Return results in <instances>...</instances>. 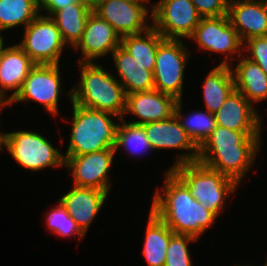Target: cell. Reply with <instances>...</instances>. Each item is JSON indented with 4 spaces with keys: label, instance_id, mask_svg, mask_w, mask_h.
<instances>
[{
    "label": "cell",
    "instance_id": "obj_1",
    "mask_svg": "<svg viewBox=\"0 0 267 266\" xmlns=\"http://www.w3.org/2000/svg\"><path fill=\"white\" fill-rule=\"evenodd\" d=\"M162 189L154 193L151 210L174 232L199 239L217 217L192 197L189 189L168 169ZM163 193V194H162Z\"/></svg>",
    "mask_w": 267,
    "mask_h": 266
},
{
    "label": "cell",
    "instance_id": "obj_2",
    "mask_svg": "<svg viewBox=\"0 0 267 266\" xmlns=\"http://www.w3.org/2000/svg\"><path fill=\"white\" fill-rule=\"evenodd\" d=\"M260 143L261 136H248L216 125L198 148L197 161L240 184L256 161Z\"/></svg>",
    "mask_w": 267,
    "mask_h": 266
},
{
    "label": "cell",
    "instance_id": "obj_3",
    "mask_svg": "<svg viewBox=\"0 0 267 266\" xmlns=\"http://www.w3.org/2000/svg\"><path fill=\"white\" fill-rule=\"evenodd\" d=\"M80 80L68 92L71 102L124 118L126 93L116 76L95 62L81 63Z\"/></svg>",
    "mask_w": 267,
    "mask_h": 266
},
{
    "label": "cell",
    "instance_id": "obj_4",
    "mask_svg": "<svg viewBox=\"0 0 267 266\" xmlns=\"http://www.w3.org/2000/svg\"><path fill=\"white\" fill-rule=\"evenodd\" d=\"M71 103L72 129L67 152L63 153L64 159L69 155H85L104 149H115L118 123L112 118L117 116Z\"/></svg>",
    "mask_w": 267,
    "mask_h": 266
},
{
    "label": "cell",
    "instance_id": "obj_5",
    "mask_svg": "<svg viewBox=\"0 0 267 266\" xmlns=\"http://www.w3.org/2000/svg\"><path fill=\"white\" fill-rule=\"evenodd\" d=\"M170 171L189 189L192 197L216 217L223 211L226 199L239 185L198 161L177 165Z\"/></svg>",
    "mask_w": 267,
    "mask_h": 266
},
{
    "label": "cell",
    "instance_id": "obj_6",
    "mask_svg": "<svg viewBox=\"0 0 267 266\" xmlns=\"http://www.w3.org/2000/svg\"><path fill=\"white\" fill-rule=\"evenodd\" d=\"M1 152L4 147L15 161L31 171H42L48 167H64L61 151L39 132L18 130L1 132Z\"/></svg>",
    "mask_w": 267,
    "mask_h": 266
},
{
    "label": "cell",
    "instance_id": "obj_7",
    "mask_svg": "<svg viewBox=\"0 0 267 266\" xmlns=\"http://www.w3.org/2000/svg\"><path fill=\"white\" fill-rule=\"evenodd\" d=\"M183 40L164 39L157 48L154 74V89L182 100L183 78L191 55Z\"/></svg>",
    "mask_w": 267,
    "mask_h": 266
},
{
    "label": "cell",
    "instance_id": "obj_8",
    "mask_svg": "<svg viewBox=\"0 0 267 266\" xmlns=\"http://www.w3.org/2000/svg\"><path fill=\"white\" fill-rule=\"evenodd\" d=\"M22 39L17 45L35 64H59L66 44L49 16L40 13L24 28Z\"/></svg>",
    "mask_w": 267,
    "mask_h": 266
},
{
    "label": "cell",
    "instance_id": "obj_9",
    "mask_svg": "<svg viewBox=\"0 0 267 266\" xmlns=\"http://www.w3.org/2000/svg\"><path fill=\"white\" fill-rule=\"evenodd\" d=\"M188 39L194 40L200 50L223 54L225 58L220 65L232 66L233 57L230 56L243 54V42L228 15L201 18Z\"/></svg>",
    "mask_w": 267,
    "mask_h": 266
},
{
    "label": "cell",
    "instance_id": "obj_10",
    "mask_svg": "<svg viewBox=\"0 0 267 266\" xmlns=\"http://www.w3.org/2000/svg\"><path fill=\"white\" fill-rule=\"evenodd\" d=\"M150 7L152 27L165 39H188L201 19L191 0H160Z\"/></svg>",
    "mask_w": 267,
    "mask_h": 266
},
{
    "label": "cell",
    "instance_id": "obj_11",
    "mask_svg": "<svg viewBox=\"0 0 267 266\" xmlns=\"http://www.w3.org/2000/svg\"><path fill=\"white\" fill-rule=\"evenodd\" d=\"M60 64H36L24 79L19 93L8 105L15 102H39L44 109L55 116L58 115L59 95L61 89Z\"/></svg>",
    "mask_w": 267,
    "mask_h": 266
},
{
    "label": "cell",
    "instance_id": "obj_12",
    "mask_svg": "<svg viewBox=\"0 0 267 266\" xmlns=\"http://www.w3.org/2000/svg\"><path fill=\"white\" fill-rule=\"evenodd\" d=\"M151 0H100L93 9L106 20L122 38L147 31L152 24L146 21L152 17L150 8L144 5Z\"/></svg>",
    "mask_w": 267,
    "mask_h": 266
},
{
    "label": "cell",
    "instance_id": "obj_13",
    "mask_svg": "<svg viewBox=\"0 0 267 266\" xmlns=\"http://www.w3.org/2000/svg\"><path fill=\"white\" fill-rule=\"evenodd\" d=\"M116 153L115 149H104L85 155H69L65 158L64 167L71 172L75 186L109 193L111 179L108 174Z\"/></svg>",
    "mask_w": 267,
    "mask_h": 266
},
{
    "label": "cell",
    "instance_id": "obj_14",
    "mask_svg": "<svg viewBox=\"0 0 267 266\" xmlns=\"http://www.w3.org/2000/svg\"><path fill=\"white\" fill-rule=\"evenodd\" d=\"M152 149H174L184 150L186 153L177 154L175 164L169 169L180 164L196 162L198 160V147L181 127L177 117L172 115L170 118L150 122L141 125ZM189 151V152H188Z\"/></svg>",
    "mask_w": 267,
    "mask_h": 266
},
{
    "label": "cell",
    "instance_id": "obj_15",
    "mask_svg": "<svg viewBox=\"0 0 267 266\" xmlns=\"http://www.w3.org/2000/svg\"><path fill=\"white\" fill-rule=\"evenodd\" d=\"M121 44V37L114 28L93 11L87 18L81 40L73 48L82 53L78 63H91L99 57L103 58Z\"/></svg>",
    "mask_w": 267,
    "mask_h": 266
},
{
    "label": "cell",
    "instance_id": "obj_16",
    "mask_svg": "<svg viewBox=\"0 0 267 266\" xmlns=\"http://www.w3.org/2000/svg\"><path fill=\"white\" fill-rule=\"evenodd\" d=\"M254 107L235 89L214 114L216 125L245 132L248 136H261L262 115Z\"/></svg>",
    "mask_w": 267,
    "mask_h": 266
},
{
    "label": "cell",
    "instance_id": "obj_17",
    "mask_svg": "<svg viewBox=\"0 0 267 266\" xmlns=\"http://www.w3.org/2000/svg\"><path fill=\"white\" fill-rule=\"evenodd\" d=\"M177 101L174 97L155 89L128 94L124 115L132 114L139 118L127 122L133 125L165 120L174 115Z\"/></svg>",
    "mask_w": 267,
    "mask_h": 266
},
{
    "label": "cell",
    "instance_id": "obj_18",
    "mask_svg": "<svg viewBox=\"0 0 267 266\" xmlns=\"http://www.w3.org/2000/svg\"><path fill=\"white\" fill-rule=\"evenodd\" d=\"M227 15L242 42L267 36V1L229 0Z\"/></svg>",
    "mask_w": 267,
    "mask_h": 266
},
{
    "label": "cell",
    "instance_id": "obj_19",
    "mask_svg": "<svg viewBox=\"0 0 267 266\" xmlns=\"http://www.w3.org/2000/svg\"><path fill=\"white\" fill-rule=\"evenodd\" d=\"M35 65L17 44L3 47L0 56V103L8 106L19 93L24 79ZM11 90L14 92L5 98L6 92Z\"/></svg>",
    "mask_w": 267,
    "mask_h": 266
},
{
    "label": "cell",
    "instance_id": "obj_20",
    "mask_svg": "<svg viewBox=\"0 0 267 266\" xmlns=\"http://www.w3.org/2000/svg\"><path fill=\"white\" fill-rule=\"evenodd\" d=\"M108 195L109 193L106 191L73 185L70 191L61 196L59 201L86 235L91 222L100 212Z\"/></svg>",
    "mask_w": 267,
    "mask_h": 266
},
{
    "label": "cell",
    "instance_id": "obj_21",
    "mask_svg": "<svg viewBox=\"0 0 267 266\" xmlns=\"http://www.w3.org/2000/svg\"><path fill=\"white\" fill-rule=\"evenodd\" d=\"M111 55L126 95L154 89L155 66L139 64L121 45Z\"/></svg>",
    "mask_w": 267,
    "mask_h": 266
},
{
    "label": "cell",
    "instance_id": "obj_22",
    "mask_svg": "<svg viewBox=\"0 0 267 266\" xmlns=\"http://www.w3.org/2000/svg\"><path fill=\"white\" fill-rule=\"evenodd\" d=\"M241 55L238 64L231 66L235 89L238 90L253 106L267 99V75L261 67ZM234 67V68H233Z\"/></svg>",
    "mask_w": 267,
    "mask_h": 266
},
{
    "label": "cell",
    "instance_id": "obj_23",
    "mask_svg": "<svg viewBox=\"0 0 267 266\" xmlns=\"http://www.w3.org/2000/svg\"><path fill=\"white\" fill-rule=\"evenodd\" d=\"M93 10L76 2L55 11L50 18L60 31L63 42L73 48L81 40L87 18Z\"/></svg>",
    "mask_w": 267,
    "mask_h": 266
},
{
    "label": "cell",
    "instance_id": "obj_24",
    "mask_svg": "<svg viewBox=\"0 0 267 266\" xmlns=\"http://www.w3.org/2000/svg\"><path fill=\"white\" fill-rule=\"evenodd\" d=\"M203 99L208 112L215 114L235 90L231 66L217 65L203 81Z\"/></svg>",
    "mask_w": 267,
    "mask_h": 266
},
{
    "label": "cell",
    "instance_id": "obj_25",
    "mask_svg": "<svg viewBox=\"0 0 267 266\" xmlns=\"http://www.w3.org/2000/svg\"><path fill=\"white\" fill-rule=\"evenodd\" d=\"M143 255L148 266H164L166 250L174 232L150 209Z\"/></svg>",
    "mask_w": 267,
    "mask_h": 266
},
{
    "label": "cell",
    "instance_id": "obj_26",
    "mask_svg": "<svg viewBox=\"0 0 267 266\" xmlns=\"http://www.w3.org/2000/svg\"><path fill=\"white\" fill-rule=\"evenodd\" d=\"M165 38L153 27L147 31L121 38V46L143 66H155L158 45Z\"/></svg>",
    "mask_w": 267,
    "mask_h": 266
},
{
    "label": "cell",
    "instance_id": "obj_27",
    "mask_svg": "<svg viewBox=\"0 0 267 266\" xmlns=\"http://www.w3.org/2000/svg\"><path fill=\"white\" fill-rule=\"evenodd\" d=\"M39 14L38 0H0V33L20 25L25 28Z\"/></svg>",
    "mask_w": 267,
    "mask_h": 266
},
{
    "label": "cell",
    "instance_id": "obj_28",
    "mask_svg": "<svg viewBox=\"0 0 267 266\" xmlns=\"http://www.w3.org/2000/svg\"><path fill=\"white\" fill-rule=\"evenodd\" d=\"M182 100H178L175 105L174 114L179 120L181 127L186 131L187 135L199 148L205 140L211 135L216 127V120L214 114L207 110L203 112H190L191 114L183 115Z\"/></svg>",
    "mask_w": 267,
    "mask_h": 266
},
{
    "label": "cell",
    "instance_id": "obj_29",
    "mask_svg": "<svg viewBox=\"0 0 267 266\" xmlns=\"http://www.w3.org/2000/svg\"><path fill=\"white\" fill-rule=\"evenodd\" d=\"M118 121L122 123H118L116 130V151L121 148L125 153L130 152L131 156H139L142 152L153 150L141 125L129 124L125 118Z\"/></svg>",
    "mask_w": 267,
    "mask_h": 266
},
{
    "label": "cell",
    "instance_id": "obj_30",
    "mask_svg": "<svg viewBox=\"0 0 267 266\" xmlns=\"http://www.w3.org/2000/svg\"><path fill=\"white\" fill-rule=\"evenodd\" d=\"M45 217V224L50 233L61 237L77 235L78 241L86 236L59 200L57 206L52 208L51 212L46 213Z\"/></svg>",
    "mask_w": 267,
    "mask_h": 266
},
{
    "label": "cell",
    "instance_id": "obj_31",
    "mask_svg": "<svg viewBox=\"0 0 267 266\" xmlns=\"http://www.w3.org/2000/svg\"><path fill=\"white\" fill-rule=\"evenodd\" d=\"M193 241L197 242L198 239L190 235L173 234L166 250L164 266H192L188 246Z\"/></svg>",
    "mask_w": 267,
    "mask_h": 266
},
{
    "label": "cell",
    "instance_id": "obj_32",
    "mask_svg": "<svg viewBox=\"0 0 267 266\" xmlns=\"http://www.w3.org/2000/svg\"><path fill=\"white\" fill-rule=\"evenodd\" d=\"M243 51L248 53L246 58L257 63L267 75V36L244 41Z\"/></svg>",
    "mask_w": 267,
    "mask_h": 266
},
{
    "label": "cell",
    "instance_id": "obj_33",
    "mask_svg": "<svg viewBox=\"0 0 267 266\" xmlns=\"http://www.w3.org/2000/svg\"><path fill=\"white\" fill-rule=\"evenodd\" d=\"M201 18L220 17L228 14L229 0H191Z\"/></svg>",
    "mask_w": 267,
    "mask_h": 266
},
{
    "label": "cell",
    "instance_id": "obj_34",
    "mask_svg": "<svg viewBox=\"0 0 267 266\" xmlns=\"http://www.w3.org/2000/svg\"><path fill=\"white\" fill-rule=\"evenodd\" d=\"M40 13L47 11L45 16H51L55 11L67 6L71 3H76L77 0H38ZM48 14V15H47Z\"/></svg>",
    "mask_w": 267,
    "mask_h": 266
},
{
    "label": "cell",
    "instance_id": "obj_35",
    "mask_svg": "<svg viewBox=\"0 0 267 266\" xmlns=\"http://www.w3.org/2000/svg\"><path fill=\"white\" fill-rule=\"evenodd\" d=\"M100 0H77V2L82 3L86 6H88L89 8H91L92 10L97 6L98 2Z\"/></svg>",
    "mask_w": 267,
    "mask_h": 266
},
{
    "label": "cell",
    "instance_id": "obj_36",
    "mask_svg": "<svg viewBox=\"0 0 267 266\" xmlns=\"http://www.w3.org/2000/svg\"><path fill=\"white\" fill-rule=\"evenodd\" d=\"M4 47V37L0 36V56Z\"/></svg>",
    "mask_w": 267,
    "mask_h": 266
},
{
    "label": "cell",
    "instance_id": "obj_37",
    "mask_svg": "<svg viewBox=\"0 0 267 266\" xmlns=\"http://www.w3.org/2000/svg\"><path fill=\"white\" fill-rule=\"evenodd\" d=\"M5 106H6L5 104L0 103V113H1L2 108L5 107ZM0 145H1V132H0ZM0 151H1V147H0Z\"/></svg>",
    "mask_w": 267,
    "mask_h": 266
}]
</instances>
